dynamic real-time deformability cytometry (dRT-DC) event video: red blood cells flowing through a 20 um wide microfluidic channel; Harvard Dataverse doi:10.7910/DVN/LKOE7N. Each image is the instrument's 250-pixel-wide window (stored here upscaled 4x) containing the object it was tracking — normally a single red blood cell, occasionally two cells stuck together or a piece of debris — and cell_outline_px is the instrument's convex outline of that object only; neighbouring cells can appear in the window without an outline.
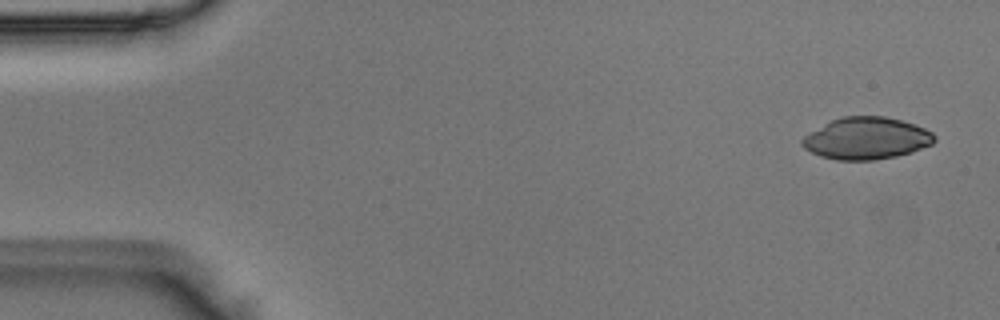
{"species": "Egyptian fruit bat (a non-hibernating species)", "species_latin": "Rousettus aegyptiacus", "temperature_condition": "room temperature", "stored_images_in_passage": 50, "camera_frame_rate_fps": 3000, "um_per_image_px": 0.085, "animal": {"sex": "male"}, "frame": {"image": 1, "passage_image": 2, "time_ms": 0.333, "image_size_px": [1000, 320], "cell_outline_px": [[936, 140], [932, 144], [912, 152], [896, 156], [872, 160], [836, 160], [820, 156], [804, 148], [800, 144], [800, 140], [804, 136], [832, 120], [844, 116], [884, 116], [900, 120], [924, 128], [932, 132], [936, 136]], "centroid_in_image_um": [73.65, 11.77], "position_along_channel_um": 11.4, "area_um2": 32.19}}